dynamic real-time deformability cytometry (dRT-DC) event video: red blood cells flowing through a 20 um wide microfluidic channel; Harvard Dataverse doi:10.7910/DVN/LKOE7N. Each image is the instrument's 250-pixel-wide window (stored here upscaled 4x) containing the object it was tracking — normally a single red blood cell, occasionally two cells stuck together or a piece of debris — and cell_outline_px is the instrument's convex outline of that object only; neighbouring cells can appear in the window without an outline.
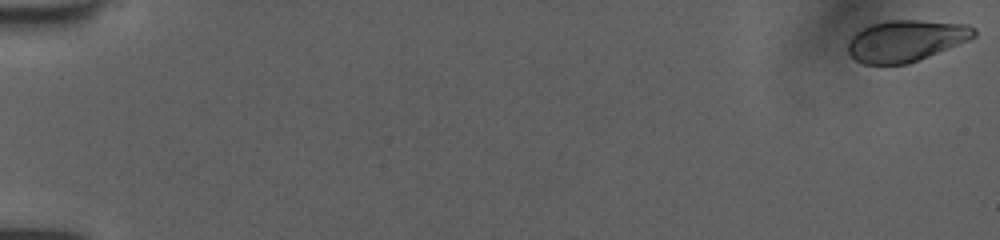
{"species": "human", "species_latin": "Homo sapiens", "temperature_condition": "room temperature", "stored_images_in_passage": 53, "camera_frame_rate_fps": 3000, "um_per_image_px": 0.085, "donor": {"sex": "female"}, "frame": {"image": 1, "passage_image": 1, "time_ms": 0.0, "image_size_px": [1000, 240], "cell_outline_px": [[976, 36], [968, 40], [928, 56], [904, 64], [864, 64], [856, 60], [848, 52], [848, 44], [852, 36], [856, 32], [872, 24], [888, 20], [920, 20], [968, 24], [976, 32]], "centroid_in_image_um": [76.99, 3.45], "position_along_channel_um": 8.0, "area_um2": 30.0}}
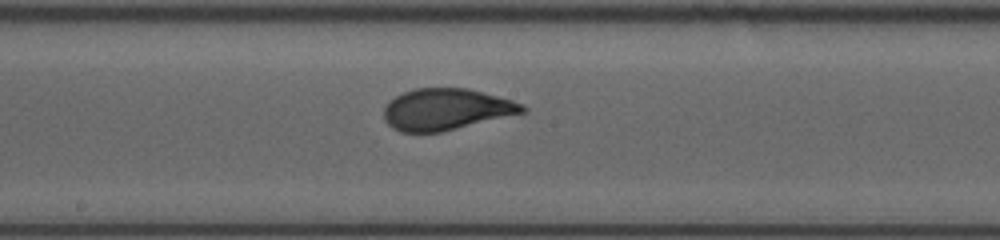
{"frame": {"image": 2, "passage_image": 30, "time_ms": 9.667, "image_size_px": [1000, 240], "cell_outline_px": [[528, 108], [524, 112], [440, 132], [400, 132], [392, 128], [384, 120], [384, 108], [388, 100], [404, 92], [416, 88], [468, 88], [512, 100], [524, 104]], "centroid_in_image_um": [37.89, 9.29], "position_along_channel_um": 210.3, "area_um2": 33.29}}
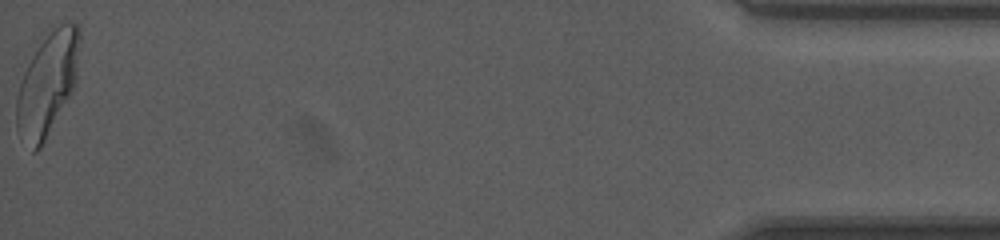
{"frame": {"image": 3, "passage_image": 53, "time_ms": 17.333, "image_size_px": [1000, 240], "cell_outline_px": [[80, 40], [76, 80], [68, 96], [40, 148], [36, 152], [32, 152], [20, 140], [16, 128], [16, 100], [20, 80], [32, 56], [48, 28], [52, 24], [80, 24]], "centroid_in_image_um": [4.0, 7.1], "position_along_channel_um": 431.2, "area_um2": 37.8}, "authors_computed_cell_mechanics": {"area_um2": 33.7552, "velocity_mm_per_s": 4.0185, "shape_relaxation_time_tau1_ms": 6.0233, "shape_relaxation_time_tau2_ms": null, "deformation_change_tau1": 0.221, "deformation_change_tau2": null}}